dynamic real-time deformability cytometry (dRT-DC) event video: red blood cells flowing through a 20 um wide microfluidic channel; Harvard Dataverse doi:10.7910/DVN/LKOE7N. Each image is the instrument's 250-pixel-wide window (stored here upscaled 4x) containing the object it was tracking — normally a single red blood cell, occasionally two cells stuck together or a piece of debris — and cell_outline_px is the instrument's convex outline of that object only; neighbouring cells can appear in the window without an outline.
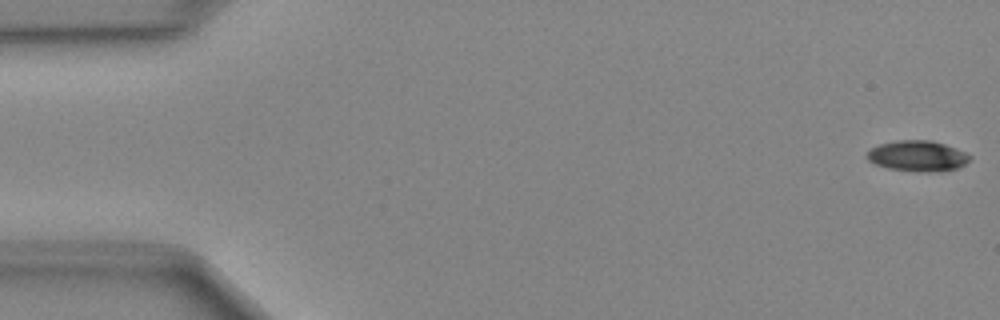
{"species": "Egyptian fruit bat (a non-hibernating species)", "species_latin": "Rousettus aegyptiacus", "temperature_condition": "cold", "stored_images_in_passage": 49, "camera_frame_rate_fps": 3000, "um_per_image_px": 0.085, "animal": {"sex": "female"}, "frame": {"image": 1, "passage_image": 1, "time_ms": 0.0, "image_size_px": [1000, 320], "cell_outline_px": [[972, 156], [960, 168], [928, 172], [920, 172], [888, 168], [876, 164], [868, 160], [864, 156], [872, 148], [880, 144], [896, 140], [932, 140], [956, 148]], "centroid_in_image_um": [77.98, 13.25], "position_along_channel_um": 7.0, "area_um2": 18.32}}
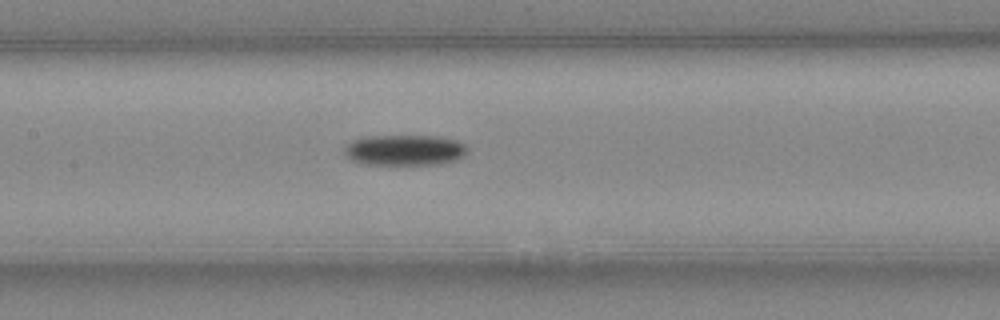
{"frame": {"image": 2, "passage_image": 23, "time_ms": 7.333, "image_size_px": [1000, 320], "cell_outline_px": [[468, 152], [464, 156], [456, 160], [440, 164], [364, 164], [352, 160], [344, 152], [344, 148], [352, 140], [368, 136], [440, 136], [456, 140], [464, 144], [468, 148]], "centroid_in_image_um": [34.44, 12.75], "position_along_channel_um": 173.0, "area_um2": 22.02}}
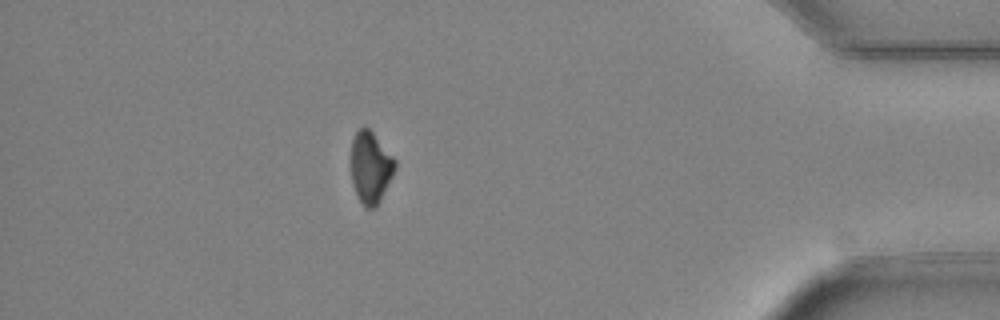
{"frame": {"image": 3, "passage_image": 43, "time_ms": 14.0, "image_size_px": [1000, 320], "cell_outline_px": [[396, 168], [376, 208], [364, 208], [360, 204], [356, 196], [352, 184], [352, 140], [356, 132], [360, 128], [368, 128], [372, 132], [396, 160]], "centroid_in_image_um": [31.49, 14.28], "position_along_channel_um": 403.7, "area_um2": 18.26}}